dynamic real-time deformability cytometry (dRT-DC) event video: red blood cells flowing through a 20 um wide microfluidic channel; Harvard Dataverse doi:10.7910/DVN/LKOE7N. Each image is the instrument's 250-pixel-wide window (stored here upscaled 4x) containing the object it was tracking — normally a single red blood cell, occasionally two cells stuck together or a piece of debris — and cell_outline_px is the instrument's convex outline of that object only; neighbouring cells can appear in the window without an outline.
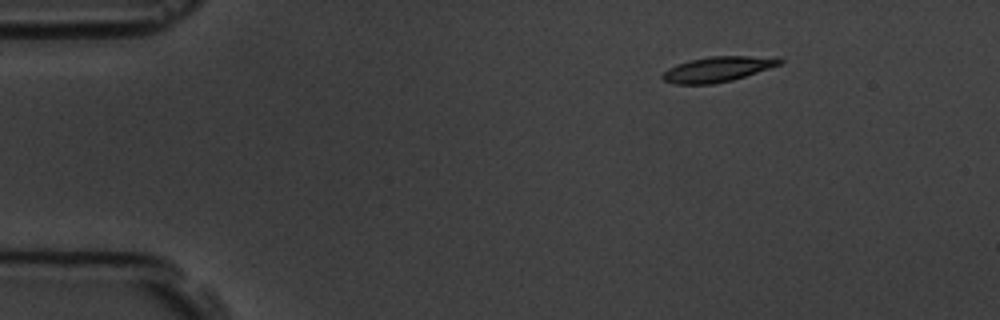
{"species": "common noctule bat (a hibernating species)", "species_latin": "Nyctalus noctula", "temperature_condition": "room temperature", "stored_images_in_passage": 5, "camera_frame_rate_fps": 3000, "um_per_image_px": 0.085, "animal": {"sex": "male", "body_mass_g": 19.5, "forearm_length_mm": 54.6}, "frame": {"image": 1, "passage_image": 1, "time_ms": 0.0, "image_size_px": [1000, 320], "cell_outline_px": [[784, 60], [780, 64], [732, 80], [712, 84], [672, 84], [664, 80], [660, 76], [668, 68], [676, 64], [688, 60], [708, 56], [776, 56]], "centroid_in_image_um": [60.97, 5.87], "position_along_channel_um": 24.0, "area_um2": 17.28}}
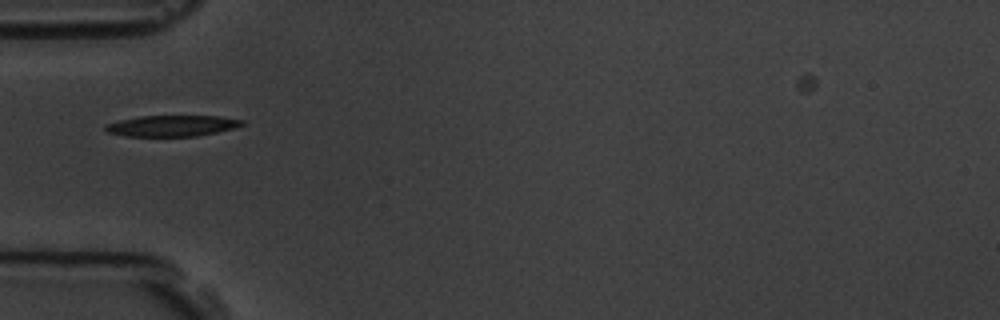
{"frame": {"image": 2, "passage_image": 4, "time_ms": 3.333, "image_size_px": [1000, 320], "cell_outline_px": [[244, 124], [236, 128], [196, 136], [124, 136], [108, 132], [104, 128], [104, 124], [120, 120], [140, 116], [220, 116], [244, 120]], "centroid_in_image_um": [14.62, 10.69], "position_along_channel_um": 70.4, "area_um2": 16.76}}
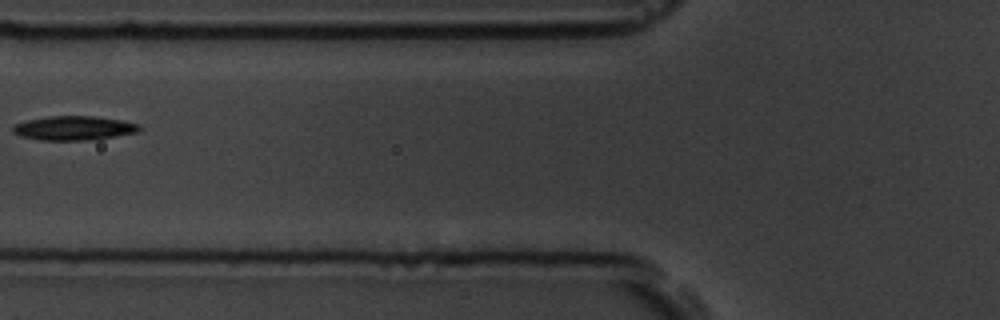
{"frame": {"image": 3, "passage_image": 5, "time_ms": 4.667, "image_size_px": [1000, 320], "cell_outline_px": [[140, 132], [88, 140], [40, 140], [20, 136], [12, 132], [12, 128], [16, 124], [28, 120], [48, 116], [92, 116], [124, 120], [140, 124]], "centroid_in_image_um": [6.3, 10.88], "position_along_channel_um": 119.5, "area_um2": 17.8}}